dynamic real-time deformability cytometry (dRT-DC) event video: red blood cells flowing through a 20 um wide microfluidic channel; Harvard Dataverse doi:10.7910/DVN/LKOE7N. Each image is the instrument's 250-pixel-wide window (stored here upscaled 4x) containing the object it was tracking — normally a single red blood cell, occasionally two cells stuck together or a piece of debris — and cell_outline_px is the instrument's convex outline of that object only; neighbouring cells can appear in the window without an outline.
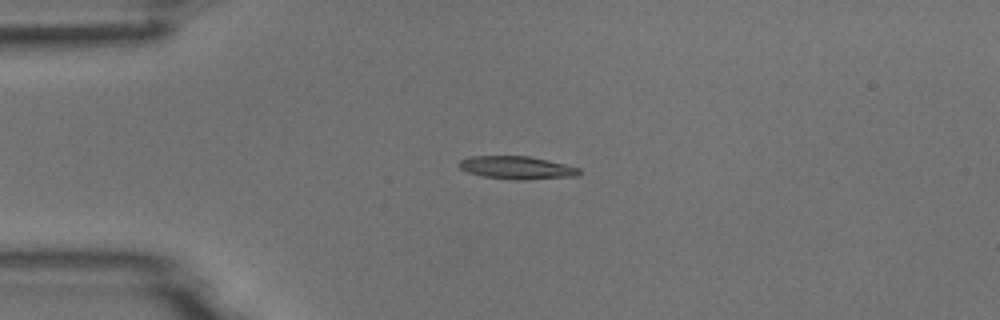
{"species": "common noctule bat (a hibernating species)", "species_latin": "Nyctalus noctula", "temperature_condition": "room temperature", "stored_images_in_passage": 3, "camera_frame_rate_fps": 3000, "um_per_image_px": 0.085, "animal": {"sex": "male", "body_mass_g": 18.8}, "frame": {"image": 1, "passage_image": 3, "time_ms": 0.667, "image_size_px": [1000, 320], "cell_outline_px": [[580, 172], [576, 176], [528, 180], [516, 180], [484, 176], [468, 172], [460, 168], [456, 164], [460, 160], [472, 156], [528, 156], [548, 160], [580, 168]], "centroid_in_image_um": [43.92, 14.25], "position_along_channel_um": 41.1, "area_um2": 16.01}}